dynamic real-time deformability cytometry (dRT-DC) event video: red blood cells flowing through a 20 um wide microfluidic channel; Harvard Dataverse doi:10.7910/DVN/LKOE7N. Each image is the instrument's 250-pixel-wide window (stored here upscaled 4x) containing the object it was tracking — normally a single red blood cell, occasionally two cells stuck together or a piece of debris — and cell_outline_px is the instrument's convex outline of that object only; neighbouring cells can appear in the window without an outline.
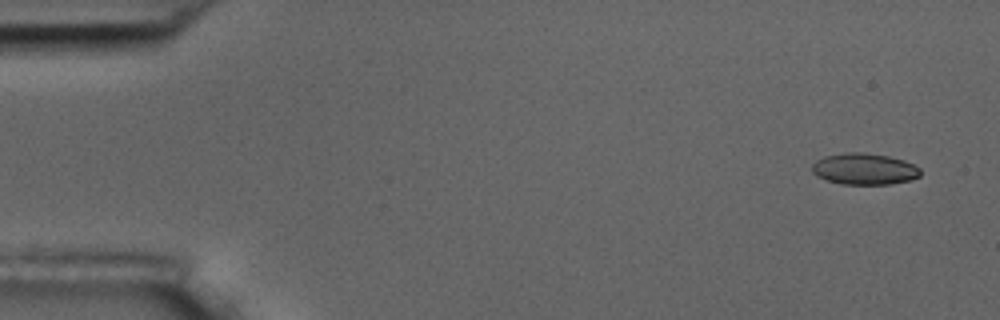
{"species": "common noctule bat (a hibernating species)", "species_latin": "Nyctalus noctula", "temperature_condition": "room temperature", "stored_images_in_passage": 8, "camera_frame_rate_fps": 3000, "um_per_image_px": 0.085, "animal": {"sex": "male", "body_mass_g": 17.5, "forearm_length_mm": 52.3}, "frame": {"image": 1, "passage_image": 1, "time_ms": 0.0, "image_size_px": [1000, 320], "cell_outline_px": [[920, 176], [912, 180], [892, 184], [844, 184], [828, 180], [816, 176], [812, 172], [812, 164], [816, 160], [824, 156], [844, 152], [864, 152], [888, 156], [904, 160], [920, 168]], "centroid_in_image_um": [73.47, 14.35], "position_along_channel_um": 11.5, "area_um2": 19.94}}
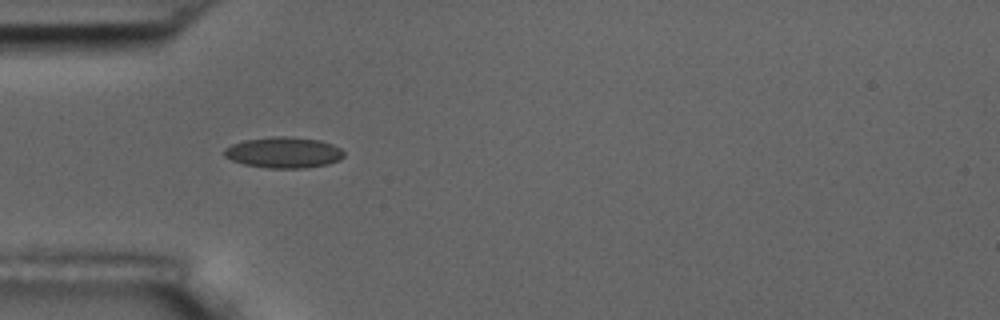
{"frame": {"image": 2, "passage_image": 5, "time_ms": 4.667, "image_size_px": [1000, 320], "cell_outline_px": [[344, 156], [340, 160], [328, 164], [304, 168], [268, 168], [244, 164], [232, 160], [224, 156], [224, 148], [232, 144], [244, 140], [272, 136], [284, 136], [320, 140], [332, 144], [340, 148], [344, 152]], "centroid_in_image_um": [24.11, 12.96], "position_along_channel_um": 60.9, "area_um2": 21.62}}
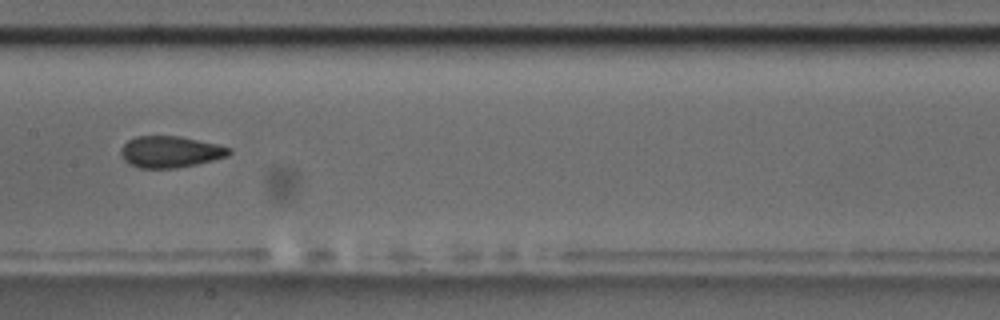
{"frame": {"image": 3, "passage_image": 8, "time_ms": 8.333, "image_size_px": [1000, 320], "cell_outline_px": [[232, 152], [228, 156], [196, 164], [176, 168], [140, 168], [128, 164], [124, 160], [120, 152], [120, 148], [128, 140], [136, 136], [180, 136], [216, 144], [232, 148]], "centroid_in_image_um": [14.46, 12.9], "position_along_channel_um": 192.9, "area_um2": 19.88}}